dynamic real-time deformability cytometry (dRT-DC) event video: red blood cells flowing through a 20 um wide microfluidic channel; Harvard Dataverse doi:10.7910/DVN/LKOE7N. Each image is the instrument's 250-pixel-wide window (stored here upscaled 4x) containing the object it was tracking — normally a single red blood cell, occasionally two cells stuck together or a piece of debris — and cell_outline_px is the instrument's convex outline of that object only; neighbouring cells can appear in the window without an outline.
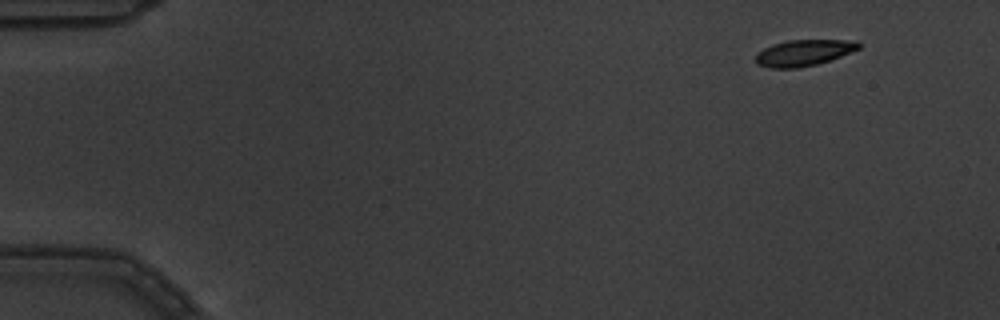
{"species": "common noctule bat (a hibernating species)", "species_latin": "Nyctalus noctula", "temperature_condition": "warm", "stored_images_in_passage": 4, "camera_frame_rate_fps": 3000, "um_per_image_px": 0.085, "animal": {"sex": "male", "body_mass_g": 19.5, "forearm_length_mm": 54.6}, "frame": {"image": 1, "passage_image": 1, "time_ms": 0.0, "image_size_px": [1000, 320], "cell_outline_px": [[860, 48], [840, 56], [816, 64], [796, 68], [768, 68], [756, 64], [756, 52], [772, 44], [788, 40], [856, 40], [860, 44]], "centroid_in_image_um": [68.27, 4.48], "position_along_channel_um": 16.7, "area_um2": 15.66}}
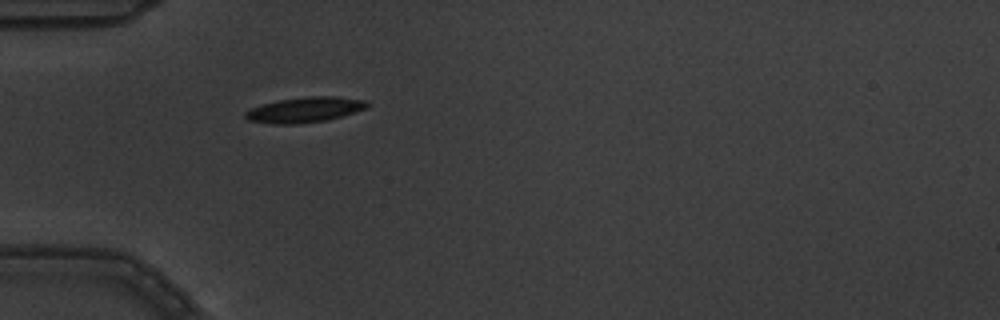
{"frame": {"image": 2, "passage_image": 4, "time_ms": 1.0, "image_size_px": [1000, 320], "cell_outline_px": [[368, 108], [356, 112], [328, 120], [300, 124], [272, 124], [248, 120], [244, 116], [244, 112], [252, 108], [276, 100], [308, 96], [336, 96], [364, 100], [368, 104]], "centroid_in_image_um": [25.91, 9.33], "position_along_channel_um": 59.1, "area_um2": 18.09}}